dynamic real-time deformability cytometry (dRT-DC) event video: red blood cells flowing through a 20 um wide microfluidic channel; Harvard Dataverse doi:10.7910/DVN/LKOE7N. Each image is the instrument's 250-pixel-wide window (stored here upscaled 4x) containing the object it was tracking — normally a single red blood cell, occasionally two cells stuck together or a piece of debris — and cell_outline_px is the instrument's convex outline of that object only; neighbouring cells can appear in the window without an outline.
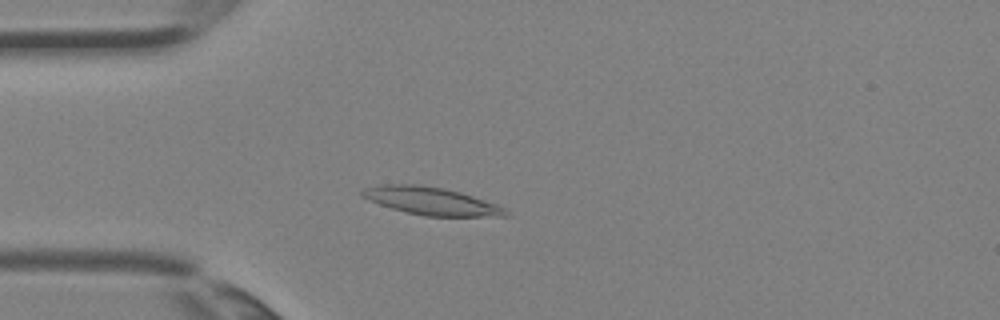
{"species": "Egyptian fruit bat (a non-hibernating species)", "species_latin": "Rousettus aegyptiacus", "temperature_condition": "room temperature", "stored_images_in_passage": 2, "camera_frame_rate_fps": 3000, "um_per_image_px": 0.085, "animal": {"sex": "female"}, "frame": {"image": 1, "passage_image": 2, "time_ms": 0.333, "image_size_px": [1000, 320], "cell_outline_px": [[512, 216], [424, 216], [392, 208], [368, 200], [360, 196], [360, 192], [368, 188], [384, 184], [416, 184], [444, 188], [460, 192], [496, 204], [504, 208]], "centroid_in_image_um": [36.66, 17.09], "position_along_channel_um": 48.3, "area_um2": 22.89}}